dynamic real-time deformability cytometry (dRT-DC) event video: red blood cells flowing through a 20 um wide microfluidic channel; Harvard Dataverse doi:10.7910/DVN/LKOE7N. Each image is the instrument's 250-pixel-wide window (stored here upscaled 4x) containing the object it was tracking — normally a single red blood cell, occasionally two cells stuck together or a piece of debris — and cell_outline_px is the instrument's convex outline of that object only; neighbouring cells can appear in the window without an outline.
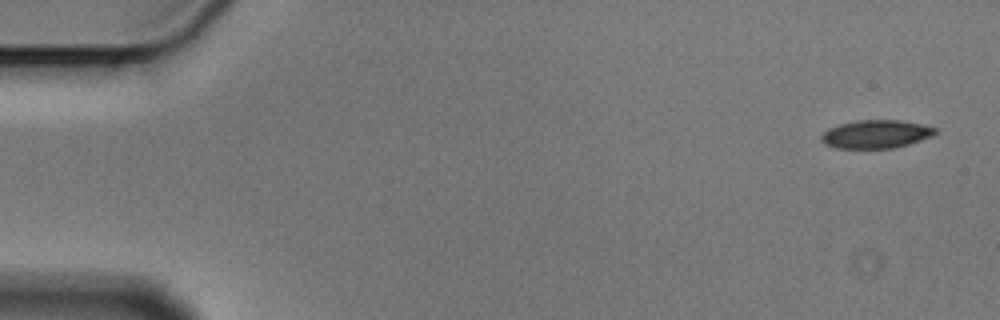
{"species": "Egyptian fruit bat (a non-hibernating species)", "species_latin": "Rousettus aegyptiacus", "temperature_condition": "cold", "stored_images_in_passage": 5, "camera_frame_rate_fps": 3000, "um_per_image_px": 0.085, "animal": {"sex": "male"}, "frame": {"image": 1, "passage_image": 1, "time_ms": 0.0, "image_size_px": [1000, 320], "cell_outline_px": [[936, 132], [932, 136], [908, 144], [892, 148], [836, 148], [824, 144], [820, 140], [820, 136], [828, 128], [840, 124], [860, 120], [900, 120], [924, 124], [936, 128]], "centroid_in_image_um": [74.44, 11.4], "position_along_channel_um": 10.6, "area_um2": 18.73}}